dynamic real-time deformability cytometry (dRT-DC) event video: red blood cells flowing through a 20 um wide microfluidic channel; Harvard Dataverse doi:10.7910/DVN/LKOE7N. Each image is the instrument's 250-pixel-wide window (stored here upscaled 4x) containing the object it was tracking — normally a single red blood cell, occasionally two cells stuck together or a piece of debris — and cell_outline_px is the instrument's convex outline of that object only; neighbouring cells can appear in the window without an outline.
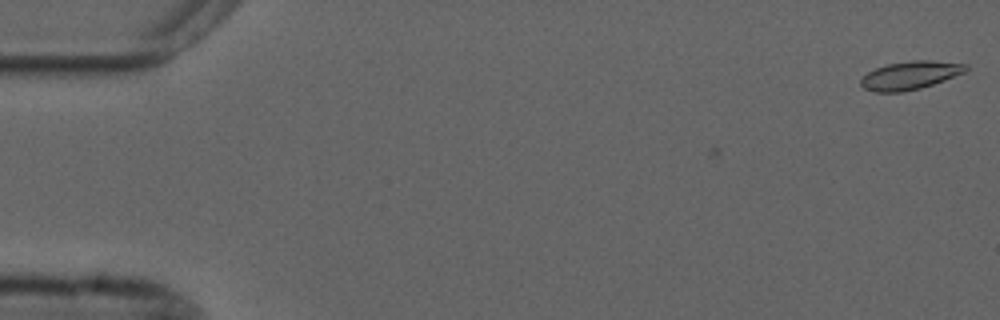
{"species": "common noctule bat (a hibernating species)", "species_latin": "Nyctalus noctula", "temperature_condition": "cold", "stored_images_in_passage": 3, "camera_frame_rate_fps": 3000, "um_per_image_px": 0.085, "animal": {"sex": "male", "forearm_length_mm": 52.5}, "frame": {"image": 1, "passage_image": 1, "time_ms": 0.0, "image_size_px": [1000, 320], "cell_outline_px": [[968, 68], [964, 72], [944, 80], [920, 88], [904, 92], [876, 92], [864, 88], [860, 84], [860, 80], [868, 72], [876, 68], [888, 64], [912, 60], [932, 60], [968, 64]], "centroid_in_image_um": [77.36, 6.4], "position_along_channel_um": 7.6, "area_um2": 17.17}}